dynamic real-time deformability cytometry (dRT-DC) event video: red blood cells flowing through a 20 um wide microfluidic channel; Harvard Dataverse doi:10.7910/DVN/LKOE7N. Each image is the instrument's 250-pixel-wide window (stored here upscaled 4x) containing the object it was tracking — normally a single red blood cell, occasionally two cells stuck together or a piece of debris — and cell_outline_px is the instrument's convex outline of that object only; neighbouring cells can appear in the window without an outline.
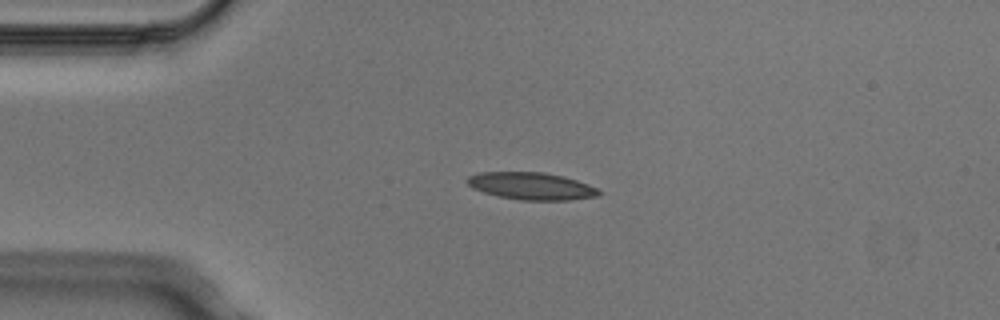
{"species": "Egyptian fruit bat (a non-hibernating species)", "species_latin": "Rousettus aegyptiacus", "temperature_condition": "cold", "stored_images_in_passage": 6, "camera_frame_rate_fps": 3000, "um_per_image_px": 0.085, "animal": {"sex": "male"}, "frame": {"image": 1, "passage_image": 2, "time_ms": 0.333, "image_size_px": [1000, 320], "cell_outline_px": [[604, 192], [600, 196], [572, 200], [520, 200], [500, 196], [484, 192], [472, 188], [464, 180], [468, 176], [480, 172], [544, 172], [564, 176], [600, 188]], "centroid_in_image_um": [45.23, 15.81], "position_along_channel_um": 39.8, "area_um2": 21.21}}
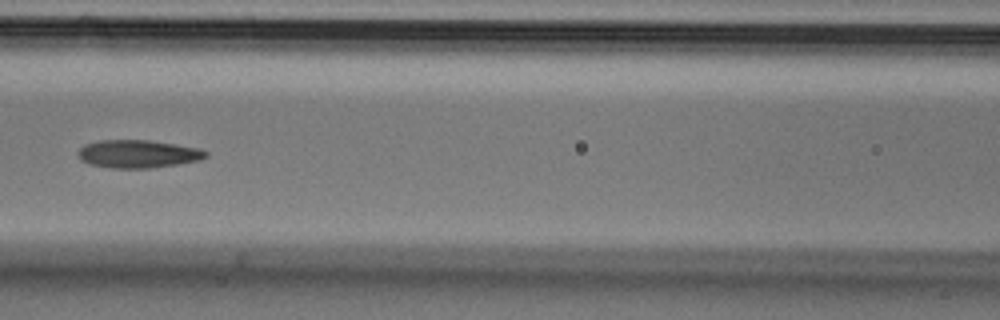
{"frame": {"image": 2, "passage_image": 5, "time_ms": 1.333, "image_size_px": [1000, 320], "cell_outline_px": [[208, 156], [200, 160], [176, 164], [148, 168], [112, 168], [88, 164], [80, 160], [76, 152], [84, 144], [100, 140], [148, 140], [200, 148], [208, 152]], "centroid_in_image_um": [11.69, 13.08], "position_along_channel_um": 154.9, "area_um2": 20.87}}
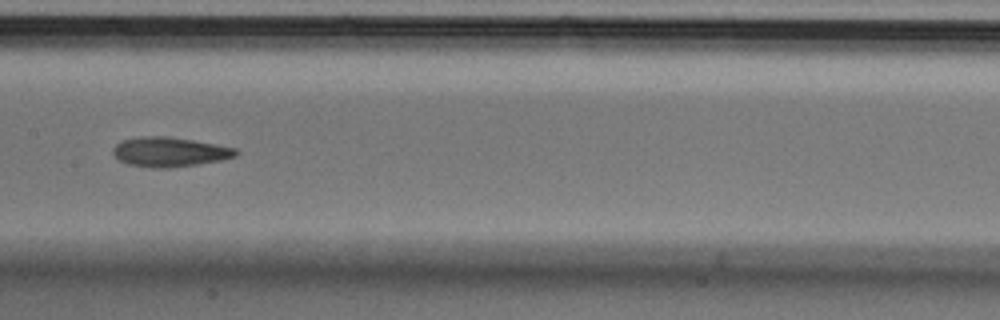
{"frame": {"image": 3, "passage_image": 6, "time_ms": 1.667, "image_size_px": [1000, 320], "cell_outline_px": [[240, 152], [236, 156], [220, 160], [196, 164], [168, 168], [152, 168], [128, 164], [120, 160], [112, 152], [112, 148], [120, 140], [140, 136], [164, 136], [192, 140], [236, 148]], "centroid_in_image_um": [14.39, 12.91], "position_along_channel_um": 193.0, "area_um2": 21.1}}